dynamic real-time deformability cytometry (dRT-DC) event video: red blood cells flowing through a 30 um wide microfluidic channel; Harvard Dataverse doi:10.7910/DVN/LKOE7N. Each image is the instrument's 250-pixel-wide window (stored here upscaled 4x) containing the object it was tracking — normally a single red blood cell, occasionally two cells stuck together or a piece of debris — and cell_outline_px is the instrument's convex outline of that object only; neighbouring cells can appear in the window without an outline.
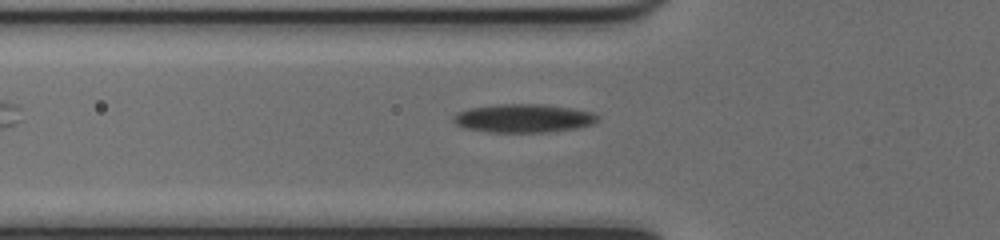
{"species": "common noctule bat (a hibernating species)", "species_latin": "Nyctalus noctula", "temperature_condition": "cold", "stored_images_in_passage": 34, "camera_frame_rate_fps": 3000, "um_per_image_px": 0.085, "animal": {"sex": "female", "body_mass_g": 17.0, "forearm_length_mm": 48.0}, "frame": {"image": 1, "passage_image": 3, "time_ms": 0.667, "image_size_px": [1000, 240], "cell_outline_px": [[600, 120], [592, 124], [576, 128], [548, 132], [488, 132], [464, 128], [456, 124], [452, 120], [452, 116], [456, 112], [468, 108], [496, 104], [540, 104], [572, 108], [592, 112], [600, 116]], "centroid_in_image_um": [44.47, 10.05], "position_along_channel_um": 81.3, "area_um2": 24.16}}
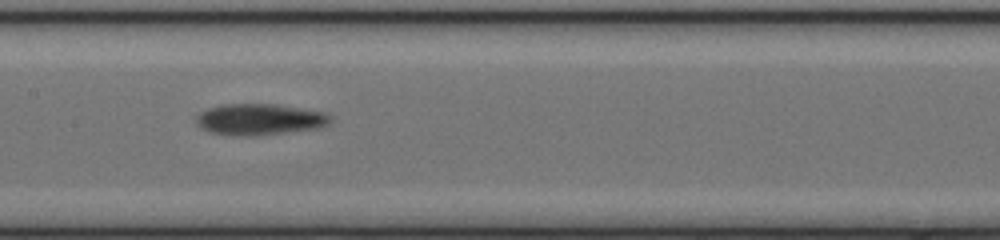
{"frame": {"image": 2, "passage_image": 11, "time_ms": 3.333, "image_size_px": [1000, 240], "cell_outline_px": [[332, 120], [328, 124], [320, 128], [252, 136], [248, 136], [212, 132], [204, 128], [196, 120], [196, 116], [200, 112], [208, 108], [220, 104], [276, 104], [324, 112], [332, 116]], "centroid_in_image_um": [22.12, 10.13], "position_along_channel_um": 185.3, "area_um2": 24.16}}
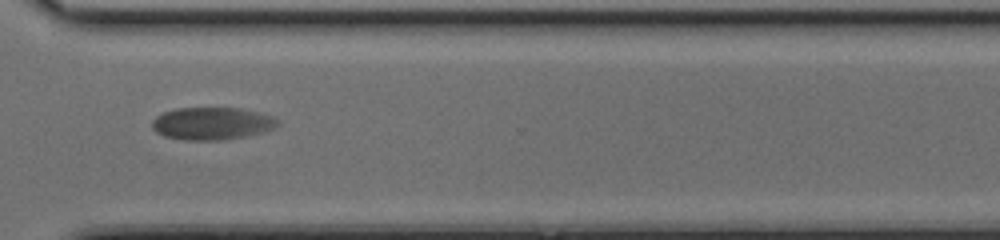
{"frame": {"image": 3, "passage_image": 24, "time_ms": 7.667, "image_size_px": [1000, 240], "cell_outline_px": [[280, 124], [264, 132], [248, 136], [220, 140], [184, 140], [164, 136], [156, 132], [152, 128], [152, 120], [156, 116], [164, 112], [176, 108], [240, 108], [264, 112], [272, 116]], "centroid_in_image_um": [18.03, 10.49], "position_along_channel_um": 352.6, "area_um2": 23.99}, "authors_computed_cell_mechanics": {"area_um2": 24.0159, "velocity_mm_per_s": 3.8677, "shape_relaxation_time_tau1_ms": 6.8247, "shape_relaxation_time_tau2_ms": null, "deformation_change_tau1": 0.1353, "deformation_change_tau2": null}}